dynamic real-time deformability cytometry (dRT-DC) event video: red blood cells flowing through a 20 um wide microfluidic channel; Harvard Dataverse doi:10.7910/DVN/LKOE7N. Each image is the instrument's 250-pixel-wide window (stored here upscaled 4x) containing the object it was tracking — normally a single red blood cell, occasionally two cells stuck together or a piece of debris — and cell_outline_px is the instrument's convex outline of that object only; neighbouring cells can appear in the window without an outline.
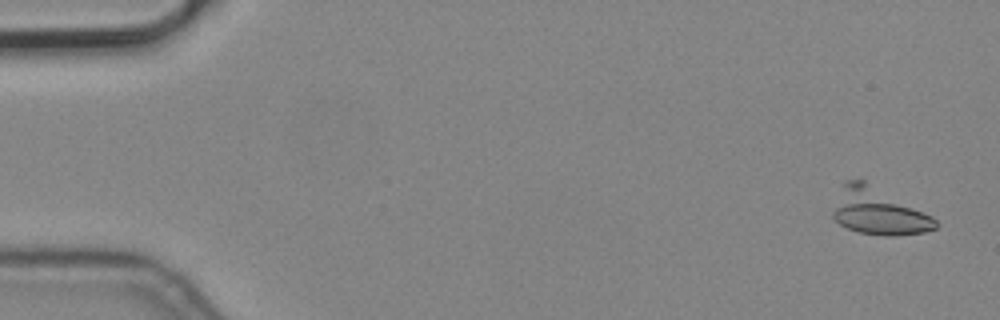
{"species": "common noctule bat (a hibernating species)", "species_latin": "Nyctalus noctula", "temperature_condition": "cold", "stored_images_in_passage": 4, "camera_frame_rate_fps": 3000, "um_per_image_px": 0.085, "animal": {"sex": "male", "body_mass_g": 19.2, "forearm_length_mm": 51.8}, "frame": {"image": 1, "passage_image": 1, "time_ms": 0.0, "image_size_px": [1000, 320], "cell_outline_px": [[936, 228], [924, 232], [896, 236], [888, 236], [860, 232], [848, 228], [840, 224], [832, 216], [832, 212], [844, 180], [864, 180], [932, 216], [936, 220]], "centroid_in_image_um": [74.65, 17.98], "position_along_channel_um": 10.4, "area_um2": 27.4}}